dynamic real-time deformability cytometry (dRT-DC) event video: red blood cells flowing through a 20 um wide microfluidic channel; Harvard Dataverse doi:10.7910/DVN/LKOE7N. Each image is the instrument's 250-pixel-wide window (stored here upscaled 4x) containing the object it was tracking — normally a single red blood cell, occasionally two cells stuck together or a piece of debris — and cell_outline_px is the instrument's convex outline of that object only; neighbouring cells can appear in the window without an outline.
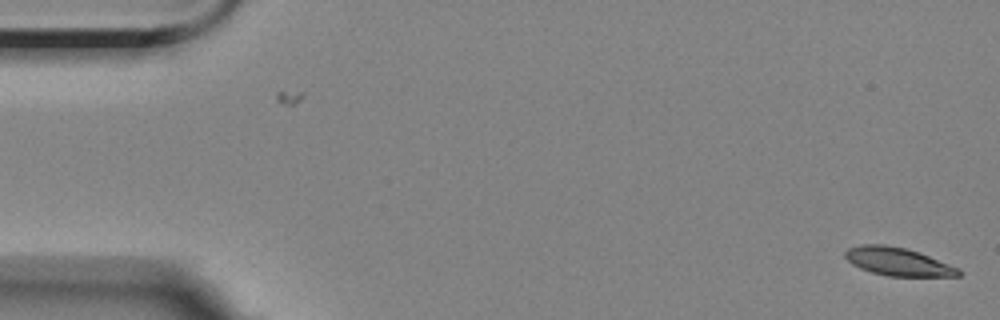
{"species": "Egyptian fruit bat (a non-hibernating species)", "species_latin": "Rousettus aegyptiacus", "temperature_condition": "room temperature", "stored_images_in_passage": 2, "camera_frame_rate_fps": 3000, "um_per_image_px": 0.085, "animal": {"sex": "female"}, "frame": {"image": 1, "passage_image": 2, "time_ms": 1.0, "image_size_px": [1000, 320], "cell_outline_px": [[964, 272], [960, 276], [888, 276], [872, 272], [860, 268], [852, 264], [844, 256], [844, 252], [848, 248], [860, 244], [884, 244], [904, 248], [928, 256], [960, 268]], "centroid_in_image_um": [76.32, 22.24], "position_along_channel_um": 8.7, "area_um2": 18.5}}